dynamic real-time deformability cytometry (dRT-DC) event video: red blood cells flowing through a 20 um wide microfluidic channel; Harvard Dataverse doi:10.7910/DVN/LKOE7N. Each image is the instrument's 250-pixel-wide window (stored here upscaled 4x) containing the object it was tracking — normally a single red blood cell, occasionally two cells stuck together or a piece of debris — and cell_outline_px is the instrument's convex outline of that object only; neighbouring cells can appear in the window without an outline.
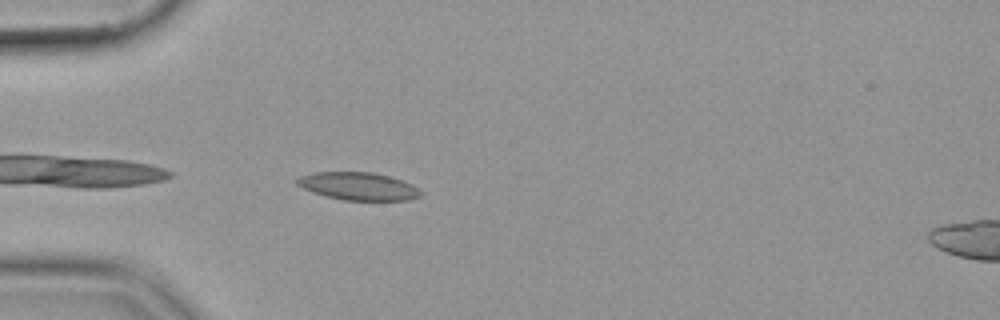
{"species": "common noctule bat (a hibernating species)", "species_latin": "Nyctalus noctula", "temperature_condition": "cold", "stored_images_in_passage": 40, "camera_frame_rate_fps": 3000, "um_per_image_px": 0.085, "animal": {"sex": "female", "body_mass_g": 19.9}, "frame": {"image": 1, "passage_image": 2, "time_ms": 0.333, "image_size_px": [1000, 320], "cell_outline_px": [[420, 196], [408, 200], [344, 200], [324, 196], [312, 192], [296, 184], [292, 180], [300, 176], [316, 172], [372, 172], [388, 176], [412, 184], [420, 192]], "centroid_in_image_um": [30.39, 15.83], "position_along_channel_um": 54.6, "area_um2": 19.88}}
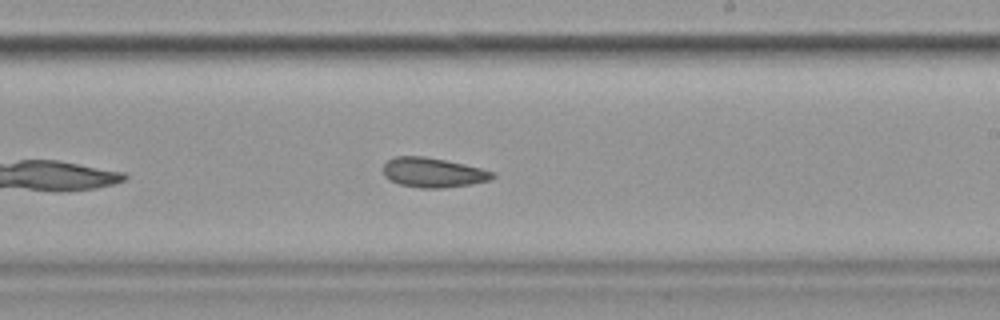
{"frame": {"image": 2, "passage_image": 19, "time_ms": 6.0, "image_size_px": [1000, 320], "cell_outline_px": [[496, 176], [488, 180], [468, 184], [440, 188], [420, 188], [400, 184], [388, 180], [384, 176], [384, 164], [388, 160], [396, 156], [424, 156], [464, 164], [496, 172]], "centroid_in_image_um": [36.79, 14.66], "position_along_channel_um": 252.2, "area_um2": 18.73}}
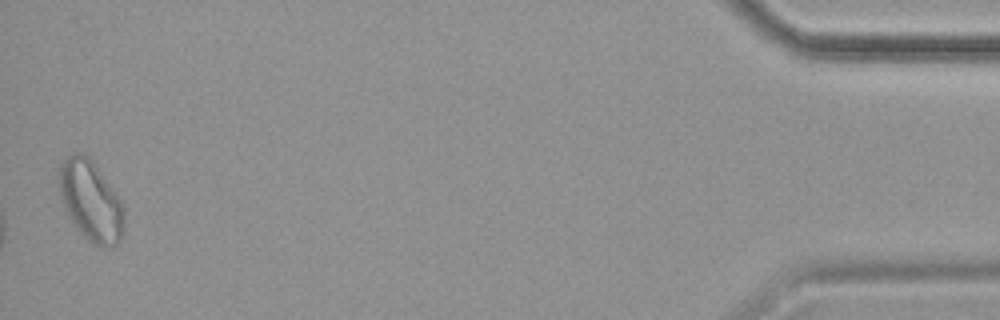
{"frame": {"image": 3, "passage_image": 40, "time_ms": 13.0, "image_size_px": [1000, 320], "cell_outline_px": [[124, 232], [120, 240], [112, 248], [100, 248], [92, 244], [84, 236], [68, 216], [64, 208], [60, 196], [60, 164], [68, 156], [76, 152], [88, 156], [92, 160], [120, 200], [124, 208]], "centroid_in_image_um": [7.74, 17.13], "position_along_channel_um": 427.5, "area_um2": 30.23}}